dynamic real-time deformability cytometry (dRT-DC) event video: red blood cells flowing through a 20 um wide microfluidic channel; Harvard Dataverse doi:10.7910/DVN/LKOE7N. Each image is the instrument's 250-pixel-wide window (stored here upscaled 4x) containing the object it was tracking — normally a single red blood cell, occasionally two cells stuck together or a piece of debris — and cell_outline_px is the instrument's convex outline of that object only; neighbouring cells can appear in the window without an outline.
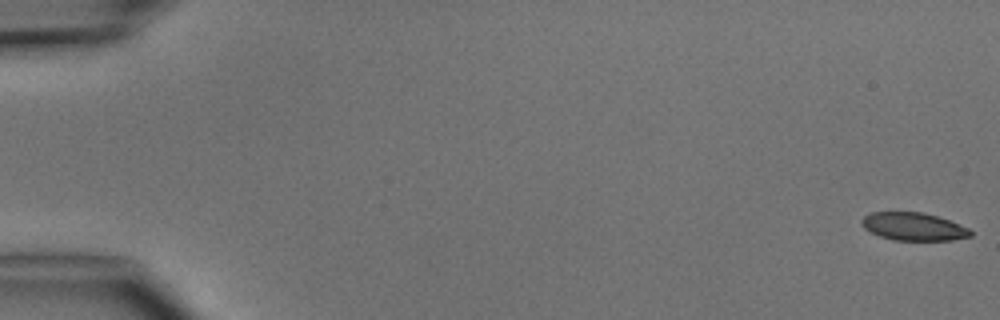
{"species": "common noctule bat (a hibernating species)", "species_latin": "Nyctalus noctula", "temperature_condition": "cold", "stored_images_in_passage": 5, "camera_frame_rate_fps": 3000, "um_per_image_px": 0.085, "animal": {"sex": "male", "body_mass_g": 15.6}, "frame": {"image": 1, "passage_image": 1, "time_ms": 0.0, "image_size_px": [1000, 320], "cell_outline_px": [[972, 236], [952, 240], [892, 240], [880, 236], [864, 228], [860, 224], [860, 220], [864, 216], [872, 212], [924, 212], [948, 220], [968, 228], [972, 232]], "centroid_in_image_um": [77.62, 19.26], "position_along_channel_um": 7.4, "area_um2": 17.63}}
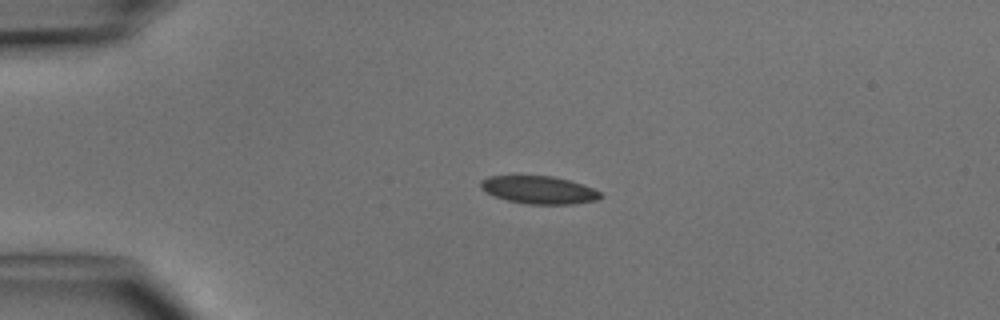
{"frame": {"image": 2, "passage_image": 4, "time_ms": 3.667, "image_size_px": [1000, 320], "cell_outline_px": [[604, 196], [596, 200], [572, 204], [528, 204], [508, 200], [496, 196], [480, 188], [480, 180], [488, 176], [552, 176], [568, 180], [592, 188], [600, 192]], "centroid_in_image_um": [45.81, 16.14], "position_along_channel_um": 39.2, "area_um2": 19.13}}